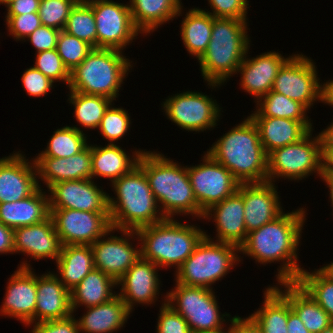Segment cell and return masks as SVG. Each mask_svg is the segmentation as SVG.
Masks as SVG:
<instances>
[{
    "instance_id": "6da1fadb",
    "label": "cell",
    "mask_w": 333,
    "mask_h": 333,
    "mask_svg": "<svg viewBox=\"0 0 333 333\" xmlns=\"http://www.w3.org/2000/svg\"><path fill=\"white\" fill-rule=\"evenodd\" d=\"M304 208L283 212L275 220L250 231L239 247V255L242 253L263 266L281 262L275 275L277 283L297 281L304 268L298 264V247L307 220Z\"/></svg>"
},
{
    "instance_id": "7c38bea8",
    "label": "cell",
    "mask_w": 333,
    "mask_h": 333,
    "mask_svg": "<svg viewBox=\"0 0 333 333\" xmlns=\"http://www.w3.org/2000/svg\"><path fill=\"white\" fill-rule=\"evenodd\" d=\"M162 103V112H165L167 119L188 132L213 130L219 119H222V107L215 99L201 91L188 90L173 94Z\"/></svg>"
},
{
    "instance_id": "4316f807",
    "label": "cell",
    "mask_w": 333,
    "mask_h": 333,
    "mask_svg": "<svg viewBox=\"0 0 333 333\" xmlns=\"http://www.w3.org/2000/svg\"><path fill=\"white\" fill-rule=\"evenodd\" d=\"M258 128L259 138L268 155L273 150L302 139L310 130L311 121H297L279 117H250Z\"/></svg>"
},
{
    "instance_id": "f6af8a7d",
    "label": "cell",
    "mask_w": 333,
    "mask_h": 333,
    "mask_svg": "<svg viewBox=\"0 0 333 333\" xmlns=\"http://www.w3.org/2000/svg\"><path fill=\"white\" fill-rule=\"evenodd\" d=\"M36 61L34 68L39 70L53 82H63L66 86L70 83V72L64 66L61 57L56 49L35 53Z\"/></svg>"
},
{
    "instance_id": "ab89813d",
    "label": "cell",
    "mask_w": 333,
    "mask_h": 333,
    "mask_svg": "<svg viewBox=\"0 0 333 333\" xmlns=\"http://www.w3.org/2000/svg\"><path fill=\"white\" fill-rule=\"evenodd\" d=\"M297 282L328 313L333 322V273L325 266L303 269Z\"/></svg>"
},
{
    "instance_id": "9f6ffc18",
    "label": "cell",
    "mask_w": 333,
    "mask_h": 333,
    "mask_svg": "<svg viewBox=\"0 0 333 333\" xmlns=\"http://www.w3.org/2000/svg\"><path fill=\"white\" fill-rule=\"evenodd\" d=\"M288 333H310L297 314L291 309L288 301Z\"/></svg>"
},
{
    "instance_id": "d6a6232c",
    "label": "cell",
    "mask_w": 333,
    "mask_h": 333,
    "mask_svg": "<svg viewBox=\"0 0 333 333\" xmlns=\"http://www.w3.org/2000/svg\"><path fill=\"white\" fill-rule=\"evenodd\" d=\"M117 282L98 269L89 272L81 282L70 291L73 314L80 307H94L108 302L117 295Z\"/></svg>"
},
{
    "instance_id": "ac0fdd59",
    "label": "cell",
    "mask_w": 333,
    "mask_h": 333,
    "mask_svg": "<svg viewBox=\"0 0 333 333\" xmlns=\"http://www.w3.org/2000/svg\"><path fill=\"white\" fill-rule=\"evenodd\" d=\"M47 192L50 209L109 212V194L93 179L57 182L51 185Z\"/></svg>"
},
{
    "instance_id": "f5cc1de1",
    "label": "cell",
    "mask_w": 333,
    "mask_h": 333,
    "mask_svg": "<svg viewBox=\"0 0 333 333\" xmlns=\"http://www.w3.org/2000/svg\"><path fill=\"white\" fill-rule=\"evenodd\" d=\"M233 333H264L261 326L249 314L248 317L241 318L239 315L233 316Z\"/></svg>"
},
{
    "instance_id": "74e56055",
    "label": "cell",
    "mask_w": 333,
    "mask_h": 333,
    "mask_svg": "<svg viewBox=\"0 0 333 333\" xmlns=\"http://www.w3.org/2000/svg\"><path fill=\"white\" fill-rule=\"evenodd\" d=\"M87 135L77 125L55 129L44 150L34 157L68 158L84 150L88 145Z\"/></svg>"
},
{
    "instance_id": "484cf974",
    "label": "cell",
    "mask_w": 333,
    "mask_h": 333,
    "mask_svg": "<svg viewBox=\"0 0 333 333\" xmlns=\"http://www.w3.org/2000/svg\"><path fill=\"white\" fill-rule=\"evenodd\" d=\"M35 323L64 319L73 314L70 291L54 271L37 275Z\"/></svg>"
},
{
    "instance_id": "836d02e7",
    "label": "cell",
    "mask_w": 333,
    "mask_h": 333,
    "mask_svg": "<svg viewBox=\"0 0 333 333\" xmlns=\"http://www.w3.org/2000/svg\"><path fill=\"white\" fill-rule=\"evenodd\" d=\"M55 275L71 291L94 269L93 251L90 245L62 246L56 260Z\"/></svg>"
},
{
    "instance_id": "9c48e42d",
    "label": "cell",
    "mask_w": 333,
    "mask_h": 333,
    "mask_svg": "<svg viewBox=\"0 0 333 333\" xmlns=\"http://www.w3.org/2000/svg\"><path fill=\"white\" fill-rule=\"evenodd\" d=\"M310 130L302 139L277 148L268 154L267 181L274 183L280 178L301 181L316 173H322V150L318 134ZM313 135V136H312ZM282 177V178H281ZM278 178V179H277Z\"/></svg>"
},
{
    "instance_id": "003e7915",
    "label": "cell",
    "mask_w": 333,
    "mask_h": 333,
    "mask_svg": "<svg viewBox=\"0 0 333 333\" xmlns=\"http://www.w3.org/2000/svg\"><path fill=\"white\" fill-rule=\"evenodd\" d=\"M321 333H333V325L330 328L323 330Z\"/></svg>"
},
{
    "instance_id": "d4e9b609",
    "label": "cell",
    "mask_w": 333,
    "mask_h": 333,
    "mask_svg": "<svg viewBox=\"0 0 333 333\" xmlns=\"http://www.w3.org/2000/svg\"><path fill=\"white\" fill-rule=\"evenodd\" d=\"M33 160L40 188H42L40 181H43L48 189L57 182L92 179L90 143L84 150L68 158L35 157Z\"/></svg>"
},
{
    "instance_id": "7a4b0ae2",
    "label": "cell",
    "mask_w": 333,
    "mask_h": 333,
    "mask_svg": "<svg viewBox=\"0 0 333 333\" xmlns=\"http://www.w3.org/2000/svg\"><path fill=\"white\" fill-rule=\"evenodd\" d=\"M138 165L145 172L150 188L165 218L191 216L202 220L204 212L199 208L187 172V166L174 162L159 151H144Z\"/></svg>"
},
{
    "instance_id": "9a60e30c",
    "label": "cell",
    "mask_w": 333,
    "mask_h": 333,
    "mask_svg": "<svg viewBox=\"0 0 333 333\" xmlns=\"http://www.w3.org/2000/svg\"><path fill=\"white\" fill-rule=\"evenodd\" d=\"M115 231L122 235H114ZM132 239L134 242L140 241L136 231L110 228L90 245L93 251L94 268L101 270L117 282L141 257V247L137 244L133 245Z\"/></svg>"
},
{
    "instance_id": "8992f818",
    "label": "cell",
    "mask_w": 333,
    "mask_h": 333,
    "mask_svg": "<svg viewBox=\"0 0 333 333\" xmlns=\"http://www.w3.org/2000/svg\"><path fill=\"white\" fill-rule=\"evenodd\" d=\"M174 218L145 226L136 232L140 241L141 257L159 268L175 271L193 253L205 237L206 231L198 224L181 223Z\"/></svg>"
},
{
    "instance_id": "52a82bcc",
    "label": "cell",
    "mask_w": 333,
    "mask_h": 333,
    "mask_svg": "<svg viewBox=\"0 0 333 333\" xmlns=\"http://www.w3.org/2000/svg\"><path fill=\"white\" fill-rule=\"evenodd\" d=\"M115 49L93 48L70 72L69 91L103 96L117 101L119 90L133 68V61ZM132 63V64H131Z\"/></svg>"
},
{
    "instance_id": "30bf717a",
    "label": "cell",
    "mask_w": 333,
    "mask_h": 333,
    "mask_svg": "<svg viewBox=\"0 0 333 333\" xmlns=\"http://www.w3.org/2000/svg\"><path fill=\"white\" fill-rule=\"evenodd\" d=\"M174 285L166 292V303L186 320L192 333L217 330L230 323L231 315L219 310L215 290L186 286L176 281Z\"/></svg>"
},
{
    "instance_id": "60d3db41",
    "label": "cell",
    "mask_w": 333,
    "mask_h": 333,
    "mask_svg": "<svg viewBox=\"0 0 333 333\" xmlns=\"http://www.w3.org/2000/svg\"><path fill=\"white\" fill-rule=\"evenodd\" d=\"M96 48V23L91 4L76 3L67 18L64 30Z\"/></svg>"
},
{
    "instance_id": "1f68e13d",
    "label": "cell",
    "mask_w": 333,
    "mask_h": 333,
    "mask_svg": "<svg viewBox=\"0 0 333 333\" xmlns=\"http://www.w3.org/2000/svg\"><path fill=\"white\" fill-rule=\"evenodd\" d=\"M44 190L46 189L39 187L23 200L0 203V222L15 229L46 220L50 216V208L47 190Z\"/></svg>"
},
{
    "instance_id": "7402d4cb",
    "label": "cell",
    "mask_w": 333,
    "mask_h": 333,
    "mask_svg": "<svg viewBox=\"0 0 333 333\" xmlns=\"http://www.w3.org/2000/svg\"><path fill=\"white\" fill-rule=\"evenodd\" d=\"M249 49L236 74H241L240 88L252 95L256 103L272 90L278 70L290 56L284 57L272 50L251 58L248 56Z\"/></svg>"
},
{
    "instance_id": "681fc988",
    "label": "cell",
    "mask_w": 333,
    "mask_h": 333,
    "mask_svg": "<svg viewBox=\"0 0 333 333\" xmlns=\"http://www.w3.org/2000/svg\"><path fill=\"white\" fill-rule=\"evenodd\" d=\"M22 86L31 97H43L52 90L55 82L45 76L33 66L27 68L22 74Z\"/></svg>"
},
{
    "instance_id": "f907efd6",
    "label": "cell",
    "mask_w": 333,
    "mask_h": 333,
    "mask_svg": "<svg viewBox=\"0 0 333 333\" xmlns=\"http://www.w3.org/2000/svg\"><path fill=\"white\" fill-rule=\"evenodd\" d=\"M31 333H80L75 315L56 320H47L30 324Z\"/></svg>"
},
{
    "instance_id": "db71d44e",
    "label": "cell",
    "mask_w": 333,
    "mask_h": 333,
    "mask_svg": "<svg viewBox=\"0 0 333 333\" xmlns=\"http://www.w3.org/2000/svg\"><path fill=\"white\" fill-rule=\"evenodd\" d=\"M40 0H17L7 8L6 15H21L38 12Z\"/></svg>"
},
{
    "instance_id": "7dc6e473",
    "label": "cell",
    "mask_w": 333,
    "mask_h": 333,
    "mask_svg": "<svg viewBox=\"0 0 333 333\" xmlns=\"http://www.w3.org/2000/svg\"><path fill=\"white\" fill-rule=\"evenodd\" d=\"M162 299L156 333H192L186 320L166 303L167 295Z\"/></svg>"
},
{
    "instance_id": "6f0895ef",
    "label": "cell",
    "mask_w": 333,
    "mask_h": 333,
    "mask_svg": "<svg viewBox=\"0 0 333 333\" xmlns=\"http://www.w3.org/2000/svg\"><path fill=\"white\" fill-rule=\"evenodd\" d=\"M322 173H333V147H321Z\"/></svg>"
},
{
    "instance_id": "be15d7a7",
    "label": "cell",
    "mask_w": 333,
    "mask_h": 333,
    "mask_svg": "<svg viewBox=\"0 0 333 333\" xmlns=\"http://www.w3.org/2000/svg\"><path fill=\"white\" fill-rule=\"evenodd\" d=\"M17 0H0V5H5V7L7 8L11 3L15 2Z\"/></svg>"
},
{
    "instance_id": "680465c9",
    "label": "cell",
    "mask_w": 333,
    "mask_h": 333,
    "mask_svg": "<svg viewBox=\"0 0 333 333\" xmlns=\"http://www.w3.org/2000/svg\"><path fill=\"white\" fill-rule=\"evenodd\" d=\"M321 147H333V120L327 128L318 133Z\"/></svg>"
},
{
    "instance_id": "5b68a950",
    "label": "cell",
    "mask_w": 333,
    "mask_h": 333,
    "mask_svg": "<svg viewBox=\"0 0 333 333\" xmlns=\"http://www.w3.org/2000/svg\"><path fill=\"white\" fill-rule=\"evenodd\" d=\"M110 185L116 196L108 195L111 228L137 231L165 219L139 165Z\"/></svg>"
},
{
    "instance_id": "e575fe53",
    "label": "cell",
    "mask_w": 333,
    "mask_h": 333,
    "mask_svg": "<svg viewBox=\"0 0 333 333\" xmlns=\"http://www.w3.org/2000/svg\"><path fill=\"white\" fill-rule=\"evenodd\" d=\"M184 16L180 26L183 45L189 56L199 60L207 50L211 39L213 16L199 7L188 9Z\"/></svg>"
},
{
    "instance_id": "f546056e",
    "label": "cell",
    "mask_w": 333,
    "mask_h": 333,
    "mask_svg": "<svg viewBox=\"0 0 333 333\" xmlns=\"http://www.w3.org/2000/svg\"><path fill=\"white\" fill-rule=\"evenodd\" d=\"M131 17L142 36L151 35L165 23L183 16L181 0H129Z\"/></svg>"
},
{
    "instance_id": "f35d334b",
    "label": "cell",
    "mask_w": 333,
    "mask_h": 333,
    "mask_svg": "<svg viewBox=\"0 0 333 333\" xmlns=\"http://www.w3.org/2000/svg\"><path fill=\"white\" fill-rule=\"evenodd\" d=\"M68 93L67 101L74 107V117L85 129L98 128L106 110L114 102L103 96L87 95L77 91Z\"/></svg>"
},
{
    "instance_id": "603a6c76",
    "label": "cell",
    "mask_w": 333,
    "mask_h": 333,
    "mask_svg": "<svg viewBox=\"0 0 333 333\" xmlns=\"http://www.w3.org/2000/svg\"><path fill=\"white\" fill-rule=\"evenodd\" d=\"M13 232L14 253L30 256L36 261L49 258L56 262L58 259L63 245L51 216L40 223L17 227Z\"/></svg>"
},
{
    "instance_id": "cb8c5ba5",
    "label": "cell",
    "mask_w": 333,
    "mask_h": 333,
    "mask_svg": "<svg viewBox=\"0 0 333 333\" xmlns=\"http://www.w3.org/2000/svg\"><path fill=\"white\" fill-rule=\"evenodd\" d=\"M277 186L271 182L243 183L244 220L247 233L275 220L284 211Z\"/></svg>"
},
{
    "instance_id": "e7e4bbea",
    "label": "cell",
    "mask_w": 333,
    "mask_h": 333,
    "mask_svg": "<svg viewBox=\"0 0 333 333\" xmlns=\"http://www.w3.org/2000/svg\"><path fill=\"white\" fill-rule=\"evenodd\" d=\"M101 0H76L77 3H82V4H91L93 2H97Z\"/></svg>"
},
{
    "instance_id": "11a10c76",
    "label": "cell",
    "mask_w": 333,
    "mask_h": 333,
    "mask_svg": "<svg viewBox=\"0 0 333 333\" xmlns=\"http://www.w3.org/2000/svg\"><path fill=\"white\" fill-rule=\"evenodd\" d=\"M13 240V229L0 222V254H14Z\"/></svg>"
},
{
    "instance_id": "f1b7e54d",
    "label": "cell",
    "mask_w": 333,
    "mask_h": 333,
    "mask_svg": "<svg viewBox=\"0 0 333 333\" xmlns=\"http://www.w3.org/2000/svg\"><path fill=\"white\" fill-rule=\"evenodd\" d=\"M145 150L135 149L127 153L120 145L105 143V146L91 144L92 179L98 177L109 179L112 184L115 180L129 173L138 165L140 155ZM129 154V155H128Z\"/></svg>"
},
{
    "instance_id": "ee69618b",
    "label": "cell",
    "mask_w": 333,
    "mask_h": 333,
    "mask_svg": "<svg viewBox=\"0 0 333 333\" xmlns=\"http://www.w3.org/2000/svg\"><path fill=\"white\" fill-rule=\"evenodd\" d=\"M76 0H40L38 15L41 25L64 30L67 18Z\"/></svg>"
},
{
    "instance_id": "816d5d0a",
    "label": "cell",
    "mask_w": 333,
    "mask_h": 333,
    "mask_svg": "<svg viewBox=\"0 0 333 333\" xmlns=\"http://www.w3.org/2000/svg\"><path fill=\"white\" fill-rule=\"evenodd\" d=\"M59 32L60 30H57L55 28L41 25L29 36H27V40L25 39L24 42L30 41L32 46L35 48L36 53L56 49Z\"/></svg>"
},
{
    "instance_id": "5bb4252c",
    "label": "cell",
    "mask_w": 333,
    "mask_h": 333,
    "mask_svg": "<svg viewBox=\"0 0 333 333\" xmlns=\"http://www.w3.org/2000/svg\"><path fill=\"white\" fill-rule=\"evenodd\" d=\"M201 161L195 166L187 165V172L198 206L205 212L212 205L234 194L240 182L205 151Z\"/></svg>"
},
{
    "instance_id": "03108f58",
    "label": "cell",
    "mask_w": 333,
    "mask_h": 333,
    "mask_svg": "<svg viewBox=\"0 0 333 333\" xmlns=\"http://www.w3.org/2000/svg\"><path fill=\"white\" fill-rule=\"evenodd\" d=\"M324 266L333 273V262H330L329 264H326Z\"/></svg>"
},
{
    "instance_id": "d590c367",
    "label": "cell",
    "mask_w": 333,
    "mask_h": 333,
    "mask_svg": "<svg viewBox=\"0 0 333 333\" xmlns=\"http://www.w3.org/2000/svg\"><path fill=\"white\" fill-rule=\"evenodd\" d=\"M264 290V302L251 316L264 333H288V300L272 285Z\"/></svg>"
},
{
    "instance_id": "4dcf8cb0",
    "label": "cell",
    "mask_w": 333,
    "mask_h": 333,
    "mask_svg": "<svg viewBox=\"0 0 333 333\" xmlns=\"http://www.w3.org/2000/svg\"><path fill=\"white\" fill-rule=\"evenodd\" d=\"M77 319L80 333H113L123 329L132 313L117 294L108 302L86 307Z\"/></svg>"
},
{
    "instance_id": "b9f144b4",
    "label": "cell",
    "mask_w": 333,
    "mask_h": 333,
    "mask_svg": "<svg viewBox=\"0 0 333 333\" xmlns=\"http://www.w3.org/2000/svg\"><path fill=\"white\" fill-rule=\"evenodd\" d=\"M131 116L122 107H115L114 102L108 107L98 126V132L108 144L116 145L119 140L126 136L131 127Z\"/></svg>"
},
{
    "instance_id": "d6986e66",
    "label": "cell",
    "mask_w": 333,
    "mask_h": 333,
    "mask_svg": "<svg viewBox=\"0 0 333 333\" xmlns=\"http://www.w3.org/2000/svg\"><path fill=\"white\" fill-rule=\"evenodd\" d=\"M159 270L153 262L140 257L117 281V287L122 286L117 294L131 312L138 304L151 306L158 301L162 284Z\"/></svg>"
},
{
    "instance_id": "e0dca14e",
    "label": "cell",
    "mask_w": 333,
    "mask_h": 333,
    "mask_svg": "<svg viewBox=\"0 0 333 333\" xmlns=\"http://www.w3.org/2000/svg\"><path fill=\"white\" fill-rule=\"evenodd\" d=\"M27 259L9 277L0 316L15 318L25 326L35 323L37 274Z\"/></svg>"
},
{
    "instance_id": "277c9868",
    "label": "cell",
    "mask_w": 333,
    "mask_h": 333,
    "mask_svg": "<svg viewBox=\"0 0 333 333\" xmlns=\"http://www.w3.org/2000/svg\"><path fill=\"white\" fill-rule=\"evenodd\" d=\"M248 20L215 18L207 50L198 60L208 88H221L233 77L251 46ZM210 86V87H209Z\"/></svg>"
},
{
    "instance_id": "94428289",
    "label": "cell",
    "mask_w": 333,
    "mask_h": 333,
    "mask_svg": "<svg viewBox=\"0 0 333 333\" xmlns=\"http://www.w3.org/2000/svg\"><path fill=\"white\" fill-rule=\"evenodd\" d=\"M320 178L322 179L323 182H325L328 192H329V198L331 201V207L333 210V173H321ZM333 212V211H332ZM333 215V214H331Z\"/></svg>"
},
{
    "instance_id": "ba28073f",
    "label": "cell",
    "mask_w": 333,
    "mask_h": 333,
    "mask_svg": "<svg viewBox=\"0 0 333 333\" xmlns=\"http://www.w3.org/2000/svg\"><path fill=\"white\" fill-rule=\"evenodd\" d=\"M239 247L215 241L207 233L193 253L174 271L177 283L186 286L205 287L213 290L231 269L239 265L242 258Z\"/></svg>"
},
{
    "instance_id": "91938a15",
    "label": "cell",
    "mask_w": 333,
    "mask_h": 333,
    "mask_svg": "<svg viewBox=\"0 0 333 333\" xmlns=\"http://www.w3.org/2000/svg\"><path fill=\"white\" fill-rule=\"evenodd\" d=\"M324 90V104L333 108V79L326 80Z\"/></svg>"
},
{
    "instance_id": "3957f363",
    "label": "cell",
    "mask_w": 333,
    "mask_h": 333,
    "mask_svg": "<svg viewBox=\"0 0 333 333\" xmlns=\"http://www.w3.org/2000/svg\"><path fill=\"white\" fill-rule=\"evenodd\" d=\"M214 142L208 151L217 162L228 169L240 183L267 182V162L259 131L247 116Z\"/></svg>"
},
{
    "instance_id": "7bdbcfd3",
    "label": "cell",
    "mask_w": 333,
    "mask_h": 333,
    "mask_svg": "<svg viewBox=\"0 0 333 333\" xmlns=\"http://www.w3.org/2000/svg\"><path fill=\"white\" fill-rule=\"evenodd\" d=\"M93 47L65 31L59 32L56 50L69 72L74 70L92 51Z\"/></svg>"
},
{
    "instance_id": "8fae6325",
    "label": "cell",
    "mask_w": 333,
    "mask_h": 333,
    "mask_svg": "<svg viewBox=\"0 0 333 333\" xmlns=\"http://www.w3.org/2000/svg\"><path fill=\"white\" fill-rule=\"evenodd\" d=\"M315 64L302 53L292 54L278 70L272 91L300 102L308 110L317 101L324 103L325 83H320Z\"/></svg>"
},
{
    "instance_id": "4fadbf2b",
    "label": "cell",
    "mask_w": 333,
    "mask_h": 333,
    "mask_svg": "<svg viewBox=\"0 0 333 333\" xmlns=\"http://www.w3.org/2000/svg\"><path fill=\"white\" fill-rule=\"evenodd\" d=\"M96 23V48L122 51L142 33L135 27L129 3L101 0L91 3Z\"/></svg>"
},
{
    "instance_id": "8d00e7d4",
    "label": "cell",
    "mask_w": 333,
    "mask_h": 333,
    "mask_svg": "<svg viewBox=\"0 0 333 333\" xmlns=\"http://www.w3.org/2000/svg\"><path fill=\"white\" fill-rule=\"evenodd\" d=\"M254 110L249 117H279L297 121H312L307 115L309 110L303 104L272 90L256 102Z\"/></svg>"
},
{
    "instance_id": "bcb514c9",
    "label": "cell",
    "mask_w": 333,
    "mask_h": 333,
    "mask_svg": "<svg viewBox=\"0 0 333 333\" xmlns=\"http://www.w3.org/2000/svg\"><path fill=\"white\" fill-rule=\"evenodd\" d=\"M6 29L16 41H23L41 26L38 12L21 15H5Z\"/></svg>"
},
{
    "instance_id": "ffe728a7",
    "label": "cell",
    "mask_w": 333,
    "mask_h": 333,
    "mask_svg": "<svg viewBox=\"0 0 333 333\" xmlns=\"http://www.w3.org/2000/svg\"><path fill=\"white\" fill-rule=\"evenodd\" d=\"M28 160L20 150L0 158V203L23 200L39 188L34 160Z\"/></svg>"
},
{
    "instance_id": "c3c4849f",
    "label": "cell",
    "mask_w": 333,
    "mask_h": 333,
    "mask_svg": "<svg viewBox=\"0 0 333 333\" xmlns=\"http://www.w3.org/2000/svg\"><path fill=\"white\" fill-rule=\"evenodd\" d=\"M249 0H208L212 10L201 9L215 18H235L248 20L246 14L249 9Z\"/></svg>"
},
{
    "instance_id": "44dd1931",
    "label": "cell",
    "mask_w": 333,
    "mask_h": 333,
    "mask_svg": "<svg viewBox=\"0 0 333 333\" xmlns=\"http://www.w3.org/2000/svg\"><path fill=\"white\" fill-rule=\"evenodd\" d=\"M202 219H207L208 222L213 219L212 222H215V241L240 247L248 234L244 220L243 183H240L234 194L205 211Z\"/></svg>"
},
{
    "instance_id": "2e32d148",
    "label": "cell",
    "mask_w": 333,
    "mask_h": 333,
    "mask_svg": "<svg viewBox=\"0 0 333 333\" xmlns=\"http://www.w3.org/2000/svg\"><path fill=\"white\" fill-rule=\"evenodd\" d=\"M50 216L63 246L91 245L111 228L109 212L50 209Z\"/></svg>"
},
{
    "instance_id": "6125c7cd",
    "label": "cell",
    "mask_w": 333,
    "mask_h": 333,
    "mask_svg": "<svg viewBox=\"0 0 333 333\" xmlns=\"http://www.w3.org/2000/svg\"><path fill=\"white\" fill-rule=\"evenodd\" d=\"M230 325V326H229ZM229 327L225 325L224 327H221L217 330H212V331H201V332H194V333H233V317L230 320V324H228ZM227 327V329H226Z\"/></svg>"
},
{
    "instance_id": "83f0119b",
    "label": "cell",
    "mask_w": 333,
    "mask_h": 333,
    "mask_svg": "<svg viewBox=\"0 0 333 333\" xmlns=\"http://www.w3.org/2000/svg\"><path fill=\"white\" fill-rule=\"evenodd\" d=\"M273 286L289 301L291 309L310 333H321L333 325L328 313L297 281L279 282Z\"/></svg>"
}]
</instances>
